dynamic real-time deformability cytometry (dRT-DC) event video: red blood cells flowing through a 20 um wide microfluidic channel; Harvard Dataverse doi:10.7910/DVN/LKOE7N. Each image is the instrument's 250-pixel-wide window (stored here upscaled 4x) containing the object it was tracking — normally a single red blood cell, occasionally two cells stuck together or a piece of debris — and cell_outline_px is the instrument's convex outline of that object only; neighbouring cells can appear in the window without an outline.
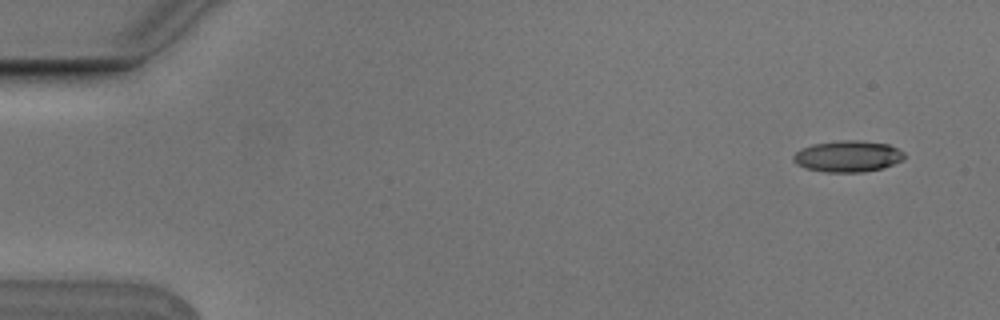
{"species": "Egyptian fruit bat (a non-hibernating species)", "species_latin": "Rousettus aegyptiacus", "temperature_condition": "cold", "stored_images_in_passage": 4, "camera_frame_rate_fps": 3000, "um_per_image_px": 0.085, "animal": {"sex": "male"}, "frame": {"image": 1, "passage_image": 2, "time_ms": 0.333, "image_size_px": [1000, 320], "cell_outline_px": [[904, 156], [900, 160], [892, 164], [880, 168], [864, 172], [824, 172], [804, 168], [796, 164], [792, 160], [792, 156], [796, 152], [812, 144], [840, 140], [860, 140], [888, 144], [904, 152]], "centroid_in_image_um": [72.01, 13.28], "position_along_channel_um": 13.0, "area_um2": 20.17}}